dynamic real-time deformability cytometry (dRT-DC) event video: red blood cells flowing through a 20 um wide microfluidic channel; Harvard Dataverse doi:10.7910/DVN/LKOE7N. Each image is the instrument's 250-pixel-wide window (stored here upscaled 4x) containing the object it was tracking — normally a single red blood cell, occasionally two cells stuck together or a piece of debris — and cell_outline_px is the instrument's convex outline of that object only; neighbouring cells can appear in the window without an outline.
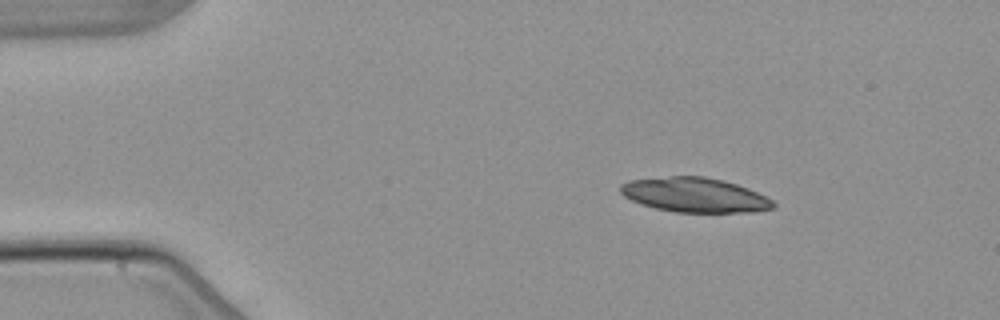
{"species": "common noctule bat (a hibernating species)", "species_latin": "Nyctalus noctula", "temperature_condition": "warm", "stored_images_in_passage": 2, "camera_frame_rate_fps": 3000, "um_per_image_px": 0.085, "animal": {"sex": "male", "body_mass_g": 21.5, "forearm_length_mm": 52.0}, "frame": {"image": 1, "passage_image": 1, "time_ms": 0.0, "image_size_px": [1000, 320], "cell_outline_px": [[776, 208], [752, 212], [676, 212], [656, 208], [640, 204], [624, 196], [620, 192], [620, 184], [628, 180], [672, 176], [704, 176], [724, 180], [748, 188], [772, 200], [776, 204]], "centroid_in_image_um": [59.05, 16.57], "position_along_channel_um": 25.9, "area_um2": 30.81}}